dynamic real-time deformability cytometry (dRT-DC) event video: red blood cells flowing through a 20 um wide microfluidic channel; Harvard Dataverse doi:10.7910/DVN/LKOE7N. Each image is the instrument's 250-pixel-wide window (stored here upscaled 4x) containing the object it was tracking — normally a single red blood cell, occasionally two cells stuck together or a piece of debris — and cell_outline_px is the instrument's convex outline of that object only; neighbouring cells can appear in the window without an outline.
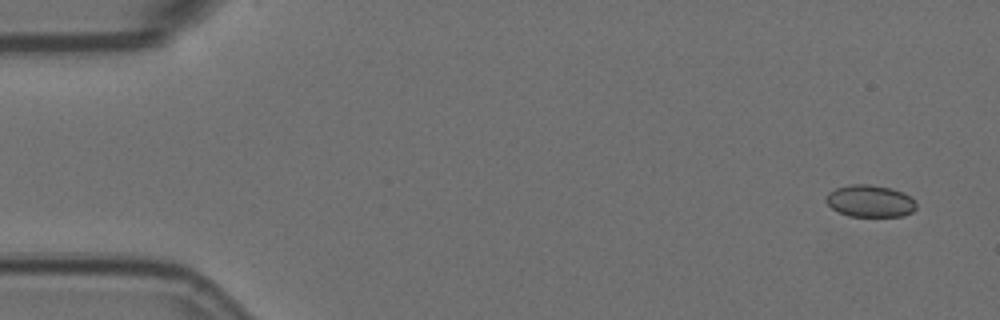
{"species": "Egyptian fruit bat (a non-hibernating species)", "species_latin": "Rousettus aegyptiacus", "temperature_condition": "room temperature", "stored_images_in_passage": 6, "camera_frame_rate_fps": 3000, "um_per_image_px": 0.085, "animal": {"sex": "female"}, "frame": {"image": 1, "passage_image": 1, "time_ms": 0.0, "image_size_px": [1000, 320], "cell_outline_px": [[916, 208], [912, 212], [904, 216], [848, 216], [832, 208], [824, 200], [824, 196], [828, 192], [836, 188], [852, 184], [868, 184], [892, 188], [904, 192], [916, 204]], "centroid_in_image_um": [73.93, 17.08], "position_along_channel_um": 11.1, "area_um2": 16.88}}
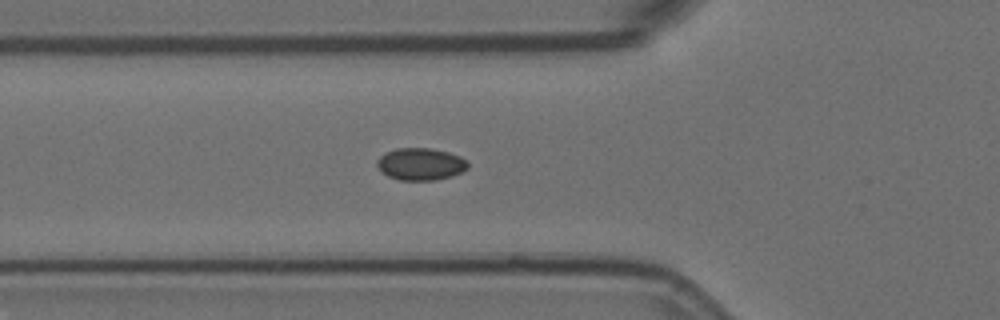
{"frame": {"image": 2, "passage_image": 5, "time_ms": 1.333, "image_size_px": [1000, 320], "cell_outline_px": [[468, 168], [452, 176], [436, 180], [400, 180], [388, 176], [380, 172], [376, 164], [376, 160], [384, 152], [396, 148], [428, 148], [448, 152], [460, 156], [468, 160]], "centroid_in_image_um": [35.72, 13.94], "position_along_channel_um": 90.1, "area_um2": 17.22}}